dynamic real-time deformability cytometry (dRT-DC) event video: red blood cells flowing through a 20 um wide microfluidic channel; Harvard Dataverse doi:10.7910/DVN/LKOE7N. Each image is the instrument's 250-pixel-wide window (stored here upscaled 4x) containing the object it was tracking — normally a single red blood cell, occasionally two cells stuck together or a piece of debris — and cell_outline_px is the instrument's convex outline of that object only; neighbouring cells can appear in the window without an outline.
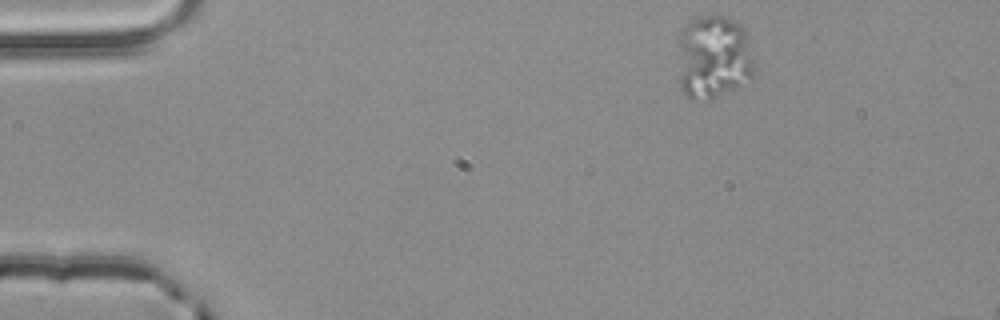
{"species": "common noctule bat (a hibernating species)", "species_latin": "Nyctalus noctula", "temperature_condition": "room temperature", "stored_images_in_passage": 46, "camera_frame_rate_fps": 3000, "um_per_image_px": 0.085, "animal": {"sex": "male", "body_mass_g": 20.4}, "frame": {"image": 1, "passage_image": 1, "time_ms": 0.0, "image_size_px": [1000, 320], "cell_outline_px": [[752, 80], [712, 100], [692, 100], [680, 88], [680, 28], [688, 20], [700, 16], [724, 16], [740, 24], [744, 28], [752, 60]], "centroid_in_image_um": [60.63, 4.87], "position_along_channel_um": 24.4, "area_um2": 37.28}}
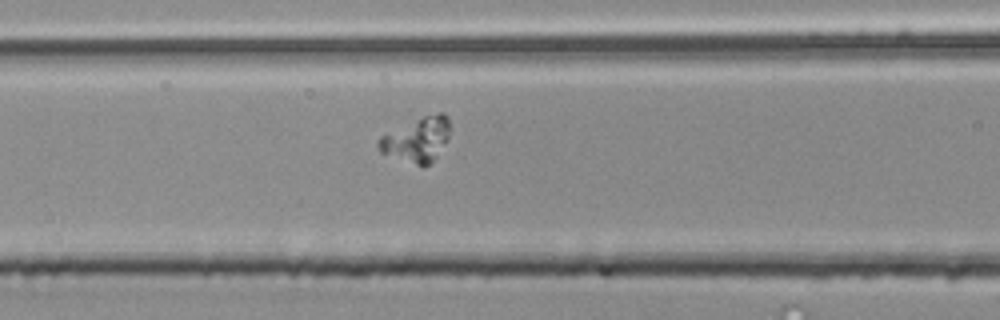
{"frame": {"image": 2, "passage_image": 16, "time_ms": 5.0, "image_size_px": [1000, 320], "cell_outline_px": [[452, 128], [448, 140], [432, 160], [424, 168], [380, 152], [376, 144], [380, 136], [424, 116], [440, 112], [444, 112], [448, 116]], "centroid_in_image_um": [35.48, 11.86], "position_along_channel_um": 131.1, "area_um2": 18.5}}
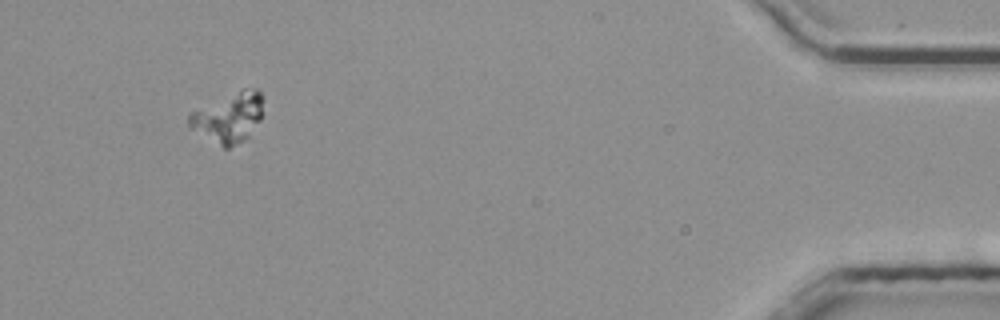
{"frame": {"image": 3, "passage_image": 44, "time_ms": 14.333, "image_size_px": [1000, 320], "cell_outline_px": [[264, 100], [260, 120], [248, 136], [244, 140], [228, 148], [224, 148], [188, 128], [188, 112], [244, 88], [256, 88], [260, 92]], "centroid_in_image_um": [19.41, 9.98], "position_along_channel_um": 415.8, "area_um2": 21.62}}